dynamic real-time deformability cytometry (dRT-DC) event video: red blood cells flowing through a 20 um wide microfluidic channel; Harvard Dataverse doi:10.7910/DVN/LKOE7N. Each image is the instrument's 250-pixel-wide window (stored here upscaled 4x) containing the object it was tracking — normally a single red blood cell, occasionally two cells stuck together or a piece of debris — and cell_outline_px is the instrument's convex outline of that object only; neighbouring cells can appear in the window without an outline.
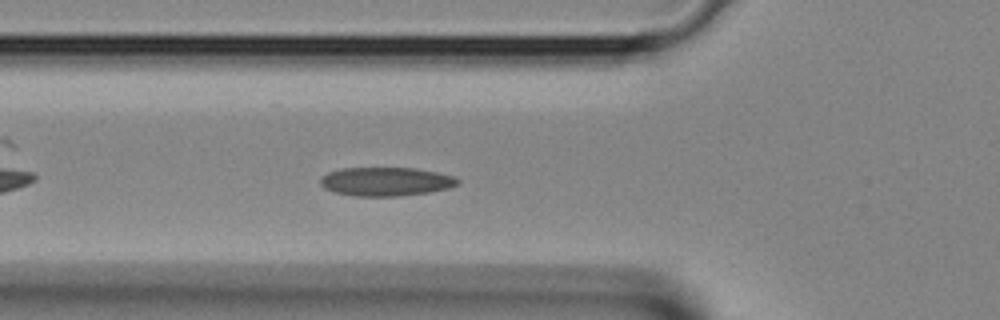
{"species": "Egyptian fruit bat (a non-hibernating species)", "species_latin": "Rousettus aegyptiacus", "temperature_condition": "room temperature", "stored_images_in_passage": 30, "camera_frame_rate_fps": 3000, "um_per_image_px": 0.085, "animal": {"sex": "female"}, "frame": {"image": 1, "passage_image": 5, "time_ms": 1.333, "image_size_px": [1000, 320], "cell_outline_px": [[460, 184], [448, 188], [428, 192], [400, 196], [356, 196], [336, 192], [324, 188], [320, 184], [320, 176], [328, 172], [340, 168], [416, 168], [456, 176], [460, 180]], "centroid_in_image_um": [32.81, 15.42], "position_along_channel_um": 93.0, "area_um2": 23.12}}
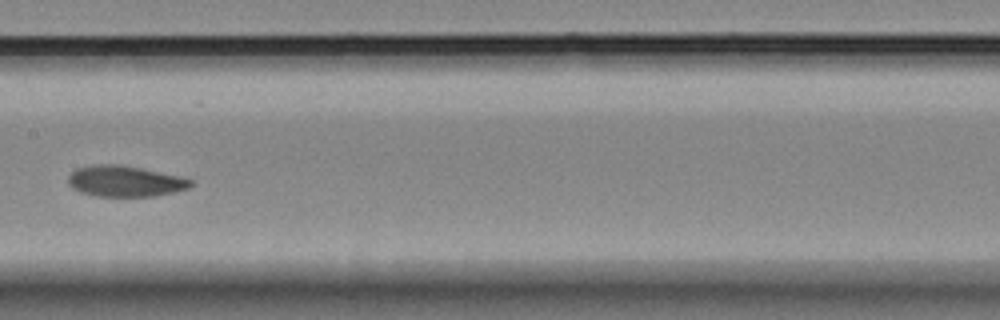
{"frame": {"image": 2, "passage_image": 11, "time_ms": 3.333, "image_size_px": [1000, 320], "cell_outline_px": [[192, 184], [188, 188], [156, 196], [96, 196], [80, 192], [72, 188], [68, 184], [68, 176], [76, 168], [88, 164], [120, 164], [180, 176], [192, 180]], "centroid_in_image_um": [10.57, 15.39], "position_along_channel_um": 196.8, "area_um2": 22.14}}
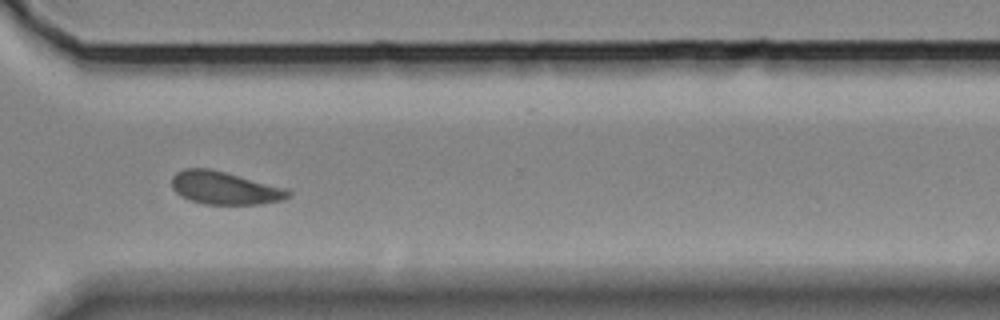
{"frame": {"image": 3, "passage_image": 20, "time_ms": 6.333, "image_size_px": [1000, 320], "cell_outline_px": [[292, 196], [284, 200], [260, 204], [204, 204], [180, 196], [172, 188], [172, 176], [176, 172], [184, 168], [208, 168], [288, 188], [292, 192]], "centroid_in_image_um": [19.13, 15.98], "position_along_channel_um": 351.5, "area_um2": 22.43}}